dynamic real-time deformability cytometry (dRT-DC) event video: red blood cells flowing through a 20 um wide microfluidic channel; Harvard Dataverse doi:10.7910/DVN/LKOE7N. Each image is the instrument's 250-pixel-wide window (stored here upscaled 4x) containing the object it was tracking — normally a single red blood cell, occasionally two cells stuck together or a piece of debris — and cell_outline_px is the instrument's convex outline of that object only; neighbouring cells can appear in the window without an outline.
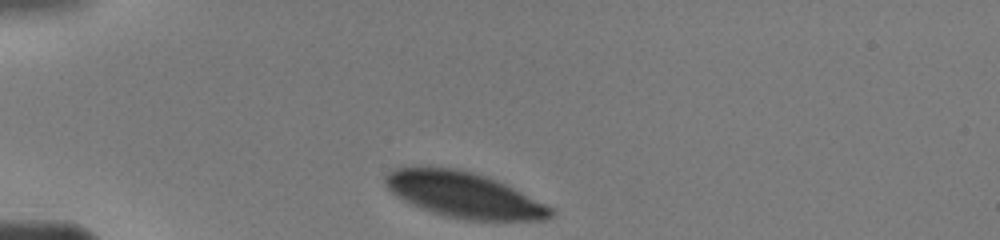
{"species": "human", "species_latin": "Homo sapiens", "temperature_condition": "warm", "stored_images_in_passage": 32, "camera_frame_rate_fps": 3000, "um_per_image_px": 0.085, "donor": {"sex": "male"}, "frame": {"image": 1, "passage_image": 1, "time_ms": 0.0, "image_size_px": [1000, 240], "cell_outline_px": [[556, 212], [552, 216], [544, 220], [464, 220], [444, 216], [432, 212], [412, 204], [404, 200], [392, 192], [384, 184], [384, 176], [388, 172], [396, 168], [420, 164], [456, 168], [472, 172], [496, 180], [556, 208]], "centroid_in_image_um": [39.42, 16.54], "position_along_channel_um": 45.6, "area_um2": 44.51}}
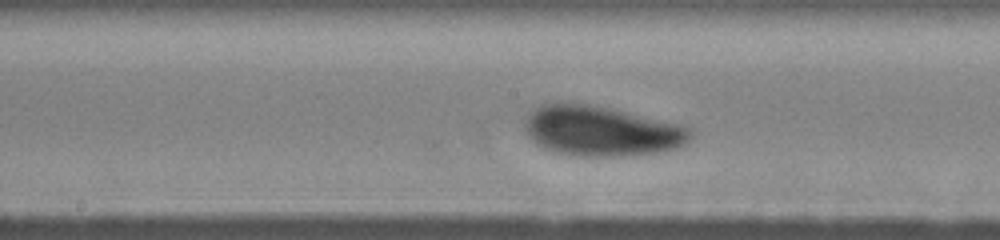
{"frame": {"image": 2, "passage_image": 19, "time_ms": 4.667, "image_size_px": [1000, 240], "cell_outline_px": [[692, 132], [680, 144], [668, 148], [644, 152], [564, 152], [548, 148], [540, 144], [524, 128], [524, 124], [528, 116], [540, 104], [588, 104], [608, 108], [688, 128]], "centroid_in_image_um": [50.99, 11.04], "position_along_channel_um": 197.2, "area_um2": 43.64}}
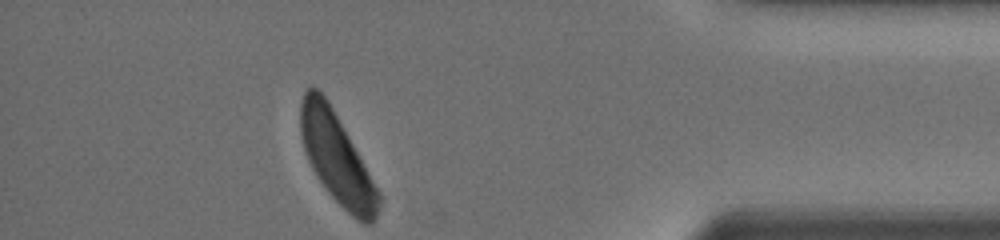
{"frame": {"image": 3, "passage_image": 32, "time_ms": 10.667, "image_size_px": [1000, 240], "cell_outline_px": [[380, 204], [376, 220], [372, 224], [364, 224], [356, 220], [328, 192], [316, 176], [308, 160], [304, 148], [300, 132], [300, 104], [304, 92], [312, 84], [328, 100], [380, 192]], "centroid_in_image_um": [28.62, 13.47], "position_along_channel_um": 406.6, "area_um2": 40.75}}